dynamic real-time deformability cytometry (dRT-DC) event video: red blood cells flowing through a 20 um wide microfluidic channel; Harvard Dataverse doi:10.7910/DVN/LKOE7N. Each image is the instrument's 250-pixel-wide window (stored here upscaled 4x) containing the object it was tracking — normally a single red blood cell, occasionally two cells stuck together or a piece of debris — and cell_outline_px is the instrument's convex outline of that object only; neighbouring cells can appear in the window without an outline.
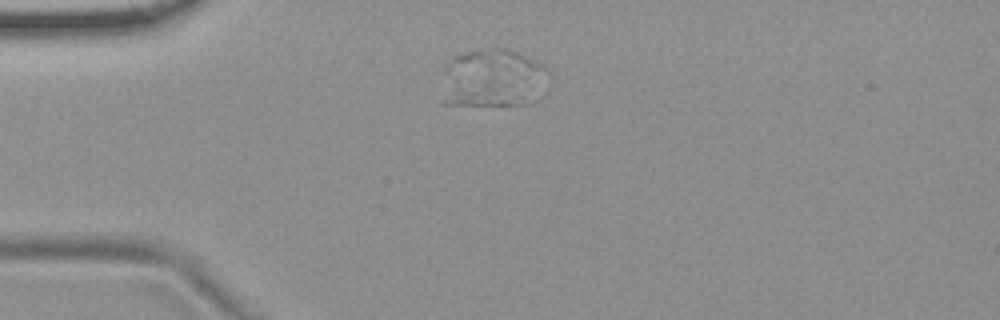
{"species": "common noctule bat (a hibernating species)", "species_latin": "Nyctalus noctula", "temperature_condition": "room temperature", "stored_images_in_passage": 5, "camera_frame_rate_fps": 3000, "um_per_image_px": 0.085, "animal": {"sex": "female", "body_mass_g": 19.9}, "frame": {"image": 1, "passage_image": 1, "time_ms": 0.0, "image_size_px": [1000, 320], "cell_outline_px": [[552, 76], [520, 104], [440, 104], [444, 72], [448, 64], [456, 56], [468, 52], [492, 48], [508, 48], [544, 64], [552, 72]], "centroid_in_image_um": [41.84, 6.61], "position_along_channel_um": 43.2, "area_um2": 35.55}}
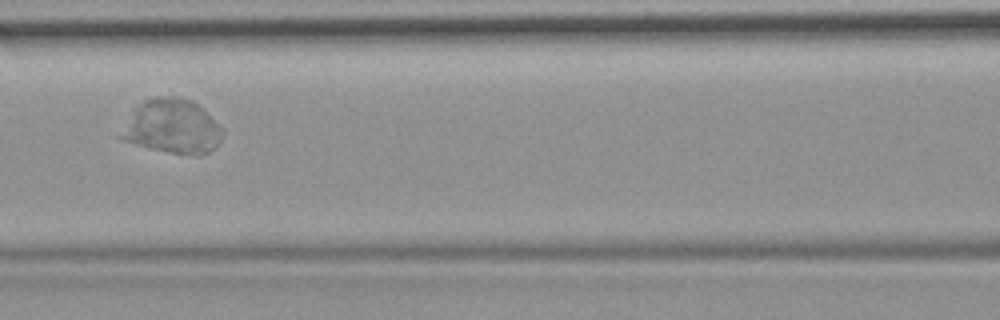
{"frame": {"image": 2, "passage_image": 4, "time_ms": 3.667, "image_size_px": [1000, 320], "cell_outline_px": [[224, 132], [220, 140], [208, 152], [200, 156], [196, 156], [172, 152], [152, 148], [120, 140], [116, 136], [136, 108], [144, 100], [156, 96], [176, 96], [192, 100]], "centroid_in_image_um": [14.58, 10.76], "position_along_channel_um": 152.0, "area_um2": 31.5}}
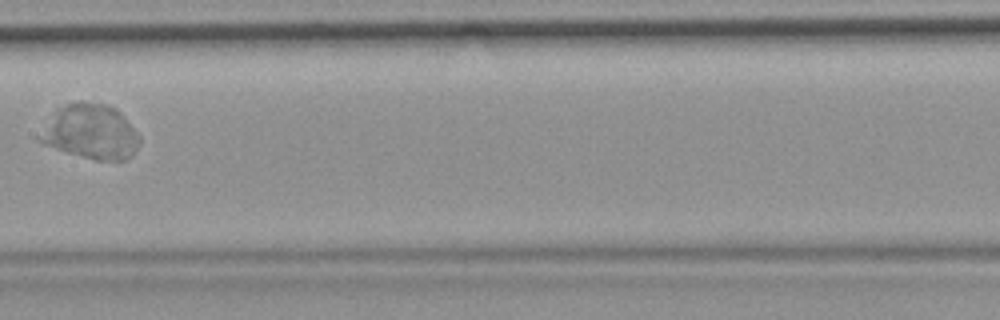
{"frame": {"image": 3, "passage_image": 5, "time_ms": 5.0, "image_size_px": [1000, 320], "cell_outline_px": [[140, 140], [132, 156], [124, 160], [96, 160], [68, 152], [44, 144], [36, 140], [56, 112], [64, 104], [80, 100], [108, 104], [116, 108], [140, 136]], "centroid_in_image_um": [7.74, 11.19], "position_along_channel_um": 199.7, "area_um2": 31.33}}